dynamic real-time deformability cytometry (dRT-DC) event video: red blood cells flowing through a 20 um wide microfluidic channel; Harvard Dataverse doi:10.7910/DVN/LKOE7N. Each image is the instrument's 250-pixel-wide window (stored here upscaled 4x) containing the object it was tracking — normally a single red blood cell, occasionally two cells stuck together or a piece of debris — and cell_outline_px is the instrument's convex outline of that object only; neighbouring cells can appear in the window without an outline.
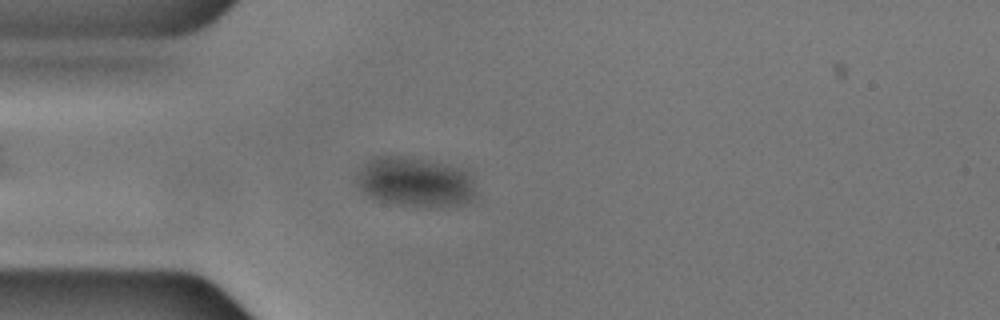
{"species": "common noctule bat (a hibernating species)", "species_latin": "Nyctalus noctula", "temperature_condition": "cold", "stored_images_in_passage": 55, "camera_frame_rate_fps": 3000, "um_per_image_px": 0.085, "animal": {"sex": "male", "body_mass_g": 17.9, "forearm_length_mm": 54.2}, "frame": {"image": 1, "passage_image": 14, "time_ms": 4.333, "image_size_px": [1000, 320], "cell_outline_px": [[480, 196], [476, 200], [468, 204], [436, 208], [424, 208], [392, 204], [372, 200], [356, 184], [356, 176], [360, 168], [372, 156], [404, 156], [428, 160], [468, 168], [472, 176]], "centroid_in_image_um": [35.39, 15.51], "position_along_channel_um": 49.6, "area_um2": 36.47}}
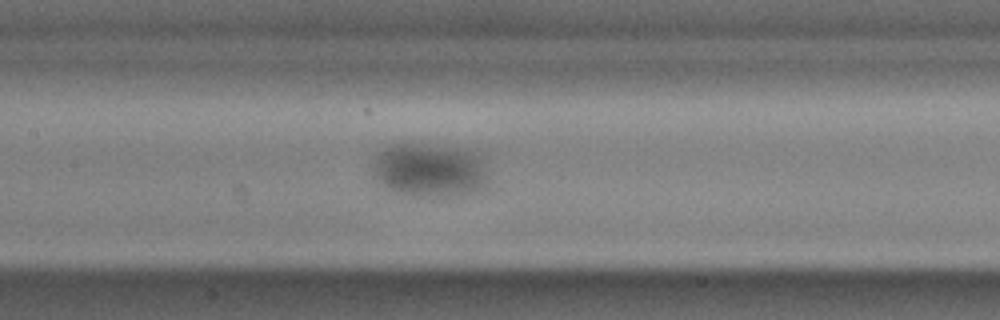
{"frame": {"image": 2, "passage_image": 25, "time_ms": 8.0, "image_size_px": [1000, 320], "cell_outline_px": [[488, 188], [472, 196], [404, 196], [384, 188], [376, 180], [372, 168], [376, 156], [380, 152], [392, 144], [412, 144], [456, 148], [480, 156]], "centroid_in_image_um": [36.5, 14.54], "position_along_channel_um": 170.9, "area_um2": 36.41}}
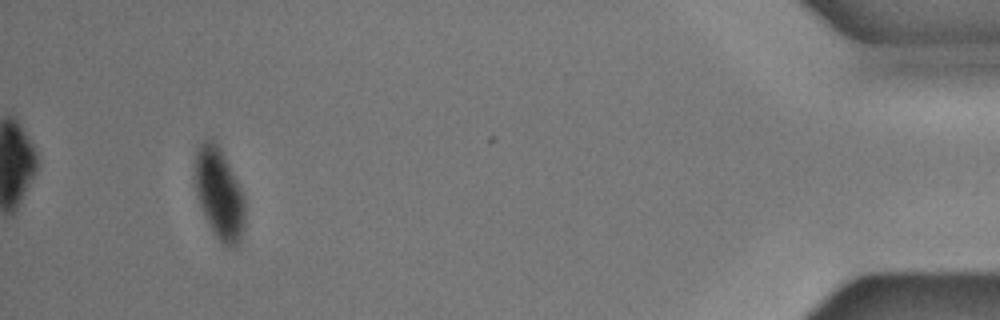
{"frame": {"image": 3, "passage_image": 52, "time_ms": 17.0, "image_size_px": [1000, 320], "cell_outline_px": [[244, 228], [240, 244], [236, 248], [228, 248], [212, 232], [200, 208], [196, 196], [196, 152], [200, 144], [208, 136], [220, 148], [244, 192]], "centroid_in_image_um": [18.66, 16.52], "position_along_channel_um": 416.5, "area_um2": 26.76}}